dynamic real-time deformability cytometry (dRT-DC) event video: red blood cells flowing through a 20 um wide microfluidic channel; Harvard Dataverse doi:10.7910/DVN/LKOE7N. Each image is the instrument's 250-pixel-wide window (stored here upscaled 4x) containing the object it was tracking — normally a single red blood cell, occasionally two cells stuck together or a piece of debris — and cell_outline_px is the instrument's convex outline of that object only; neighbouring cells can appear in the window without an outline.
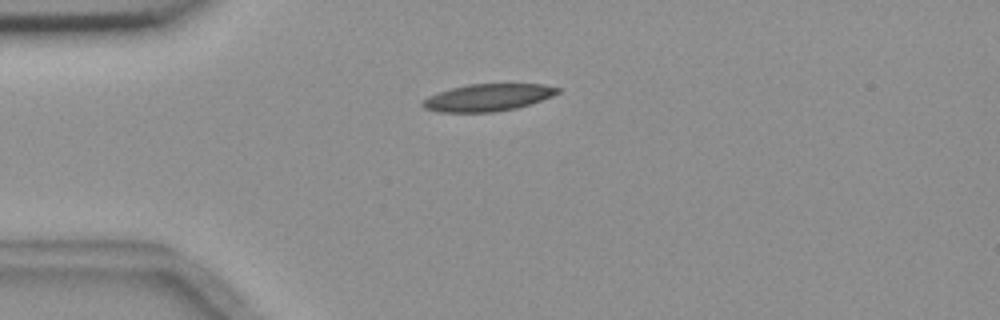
{"species": "common noctule bat (a hibernating species)", "species_latin": "Nyctalus noctula", "temperature_condition": "room temperature", "stored_images_in_passage": 6, "camera_frame_rate_fps": 3000, "um_per_image_px": 0.085, "animal": {"sex": "female", "body_mass_g": 18.4}, "frame": {"image": 1, "passage_image": 1, "time_ms": 0.0, "image_size_px": [1000, 320], "cell_outline_px": [[560, 92], [552, 96], [516, 108], [496, 112], [440, 112], [424, 108], [420, 104], [428, 96], [452, 88], [468, 84], [544, 84], [560, 88]], "centroid_in_image_um": [41.46, 8.29], "position_along_channel_um": 43.5, "area_um2": 21.21}}
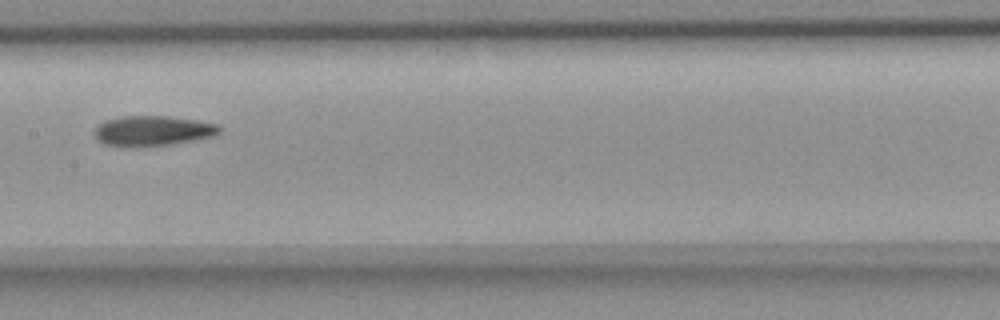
{"frame": {"image": 2, "passage_image": 5, "time_ms": 4.667, "image_size_px": [1000, 320], "cell_outline_px": [[220, 132], [216, 136], [168, 144], [104, 144], [92, 132], [104, 120], [120, 116], [168, 116], [196, 120], [220, 124]], "centroid_in_image_um": [13.04, 11.06], "position_along_channel_um": 194.4, "area_um2": 21.15}}
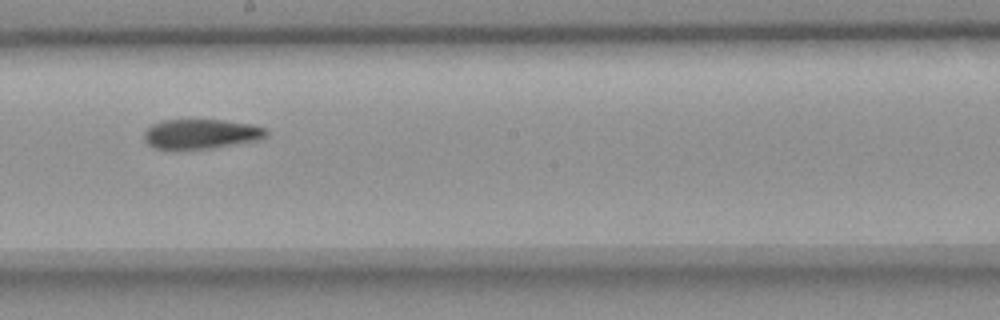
{"frame": {"image": 3, "passage_image": 6, "time_ms": 5.667, "image_size_px": [1000, 320], "cell_outline_px": [[268, 136], [260, 140], [212, 148], [156, 148], [148, 144], [144, 140], [144, 132], [152, 124], [164, 120], [220, 120], [252, 124], [268, 128]], "centroid_in_image_um": [17.15, 11.37], "position_along_channel_um": 231.0, "area_um2": 21.04}}